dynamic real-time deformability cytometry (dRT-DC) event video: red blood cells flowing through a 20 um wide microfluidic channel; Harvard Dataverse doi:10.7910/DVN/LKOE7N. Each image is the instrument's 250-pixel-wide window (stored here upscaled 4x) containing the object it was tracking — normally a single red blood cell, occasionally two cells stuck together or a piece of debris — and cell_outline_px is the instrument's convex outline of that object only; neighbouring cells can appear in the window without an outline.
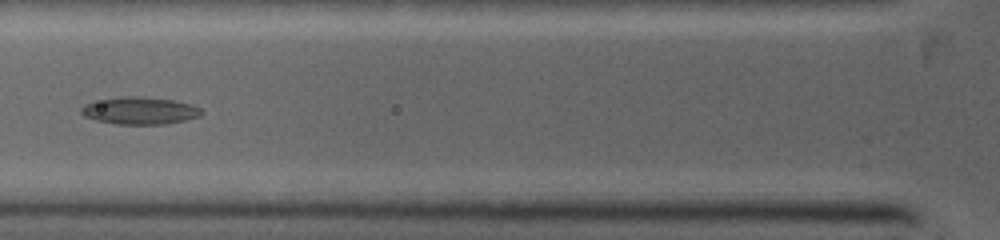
{"species": "common noctule bat (a hibernating species)", "species_latin": "Nyctalus noctula", "temperature_condition": "warm", "stored_images_in_passage": 5, "camera_frame_rate_fps": 5000, "um_per_image_px": 0.085, "animal": {"sex": "female", "body_mass_g": 19.0, "forearm_length_mm": 53.3}, "frame": {"image": 1, "passage_image": 4, "time_ms": 1.8, "image_size_px": [1000, 240], "cell_outline_px": [[204, 112], [200, 116], [184, 120], [164, 124], [116, 124], [96, 120], [84, 116], [80, 112], [80, 108], [84, 104], [120, 96], [140, 96], [172, 100], [192, 104], [200, 108]], "centroid_in_image_um": [11.88, 9.4], "position_along_channel_um": 113.9, "area_um2": 19.07}}